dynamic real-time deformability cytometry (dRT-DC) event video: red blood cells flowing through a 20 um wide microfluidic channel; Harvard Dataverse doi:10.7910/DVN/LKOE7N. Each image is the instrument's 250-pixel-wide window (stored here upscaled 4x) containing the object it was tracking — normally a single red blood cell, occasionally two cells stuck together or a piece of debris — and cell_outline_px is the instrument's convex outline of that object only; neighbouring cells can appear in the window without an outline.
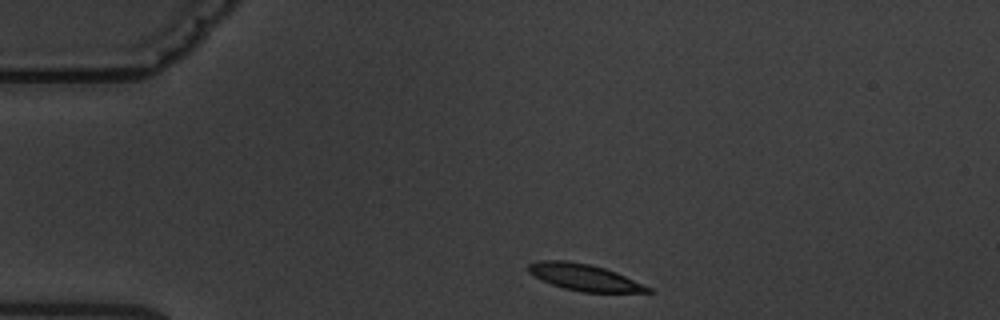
{"species": "common noctule bat (a hibernating species)", "species_latin": "Nyctalus noctula", "temperature_condition": "warm", "stored_images_in_passage": 3, "camera_frame_rate_fps": 3000, "um_per_image_px": 0.085, "animal": {"sex": "male", "body_mass_g": 19.5, "forearm_length_mm": 54.6}, "frame": {"image": 1, "passage_image": 1, "time_ms": 0.0, "image_size_px": [1000, 320], "cell_outline_px": [[656, 292], [580, 292], [564, 288], [552, 284], [528, 272], [528, 264], [540, 260], [568, 260], [588, 264], [604, 268], [616, 272], [652, 288]], "centroid_in_image_um": [49.68, 23.57], "position_along_channel_um": 35.3, "area_um2": 18.32}}
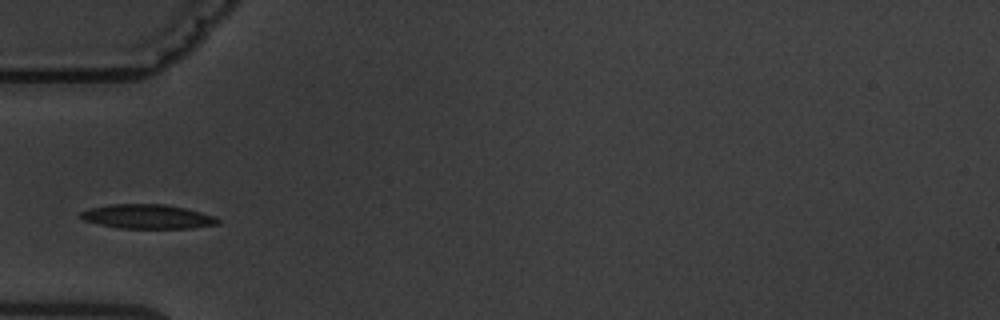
{"frame": {"image": 2, "passage_image": 3, "time_ms": 2.333, "image_size_px": [1000, 320], "cell_outline_px": [[220, 224], [192, 228], [120, 228], [100, 224], [84, 220], [76, 216], [80, 212], [92, 208], [108, 204], [168, 204], [216, 216], [220, 220]], "centroid_in_image_um": [12.55, 18.4], "position_along_channel_um": 72.4, "area_um2": 19.48}}